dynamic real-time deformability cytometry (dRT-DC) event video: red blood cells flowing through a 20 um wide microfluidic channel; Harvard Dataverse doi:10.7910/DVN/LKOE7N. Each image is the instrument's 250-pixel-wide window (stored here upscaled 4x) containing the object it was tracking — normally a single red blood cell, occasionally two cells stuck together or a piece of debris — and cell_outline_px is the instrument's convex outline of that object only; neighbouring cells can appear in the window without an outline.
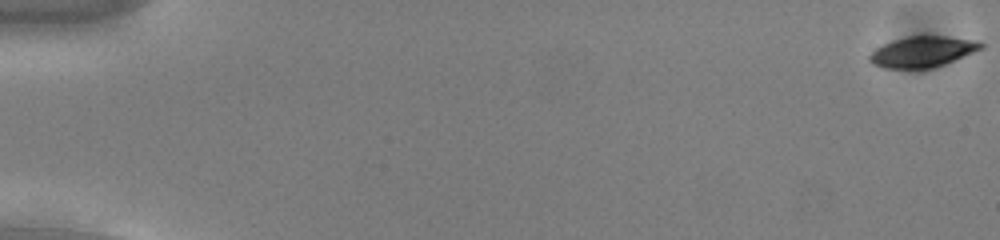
{"species": "common noctule bat (a hibernating species)", "species_latin": "Nyctalus noctula", "temperature_condition": "cold", "stored_images_in_passage": 7, "camera_frame_rate_fps": 3000, "um_per_image_px": 0.085, "animal": {"sex": "male", "body_mass_g": 13.0, "forearm_length_mm": 53.1}, "frame": {"image": 1, "passage_image": 1, "time_ms": 0.0, "image_size_px": [1000, 240], "cell_outline_px": [[984, 48], [944, 64], [932, 68], [884, 68], [872, 64], [868, 60], [868, 56], [876, 48], [884, 44], [908, 36], [948, 36], [980, 40], [984, 44]], "centroid_in_image_um": [78.45, 4.39], "position_along_channel_um": 6.5, "area_um2": 20.0}}